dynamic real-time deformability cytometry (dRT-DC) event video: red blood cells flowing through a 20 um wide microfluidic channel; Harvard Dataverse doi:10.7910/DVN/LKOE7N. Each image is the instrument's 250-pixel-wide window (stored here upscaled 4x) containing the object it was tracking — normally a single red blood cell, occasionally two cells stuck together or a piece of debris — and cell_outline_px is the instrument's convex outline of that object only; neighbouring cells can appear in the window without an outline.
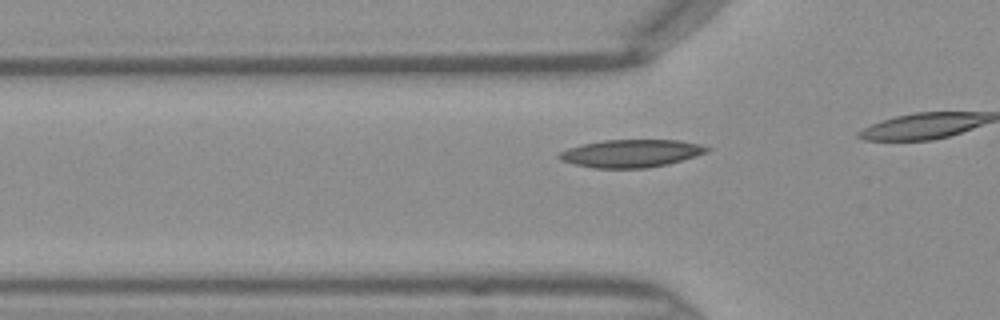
{"species": "Egyptian fruit bat (a non-hibernating species)", "species_latin": "Rousettus aegyptiacus", "temperature_condition": "warm", "stored_images_in_passage": 8, "camera_frame_rate_fps": 3000, "um_per_image_px": 0.085, "frame": {"image": 1, "passage_image": 4, "time_ms": 1.0, "image_size_px": [1000, 320], "cell_outline_px": [[712, 148], [708, 152], [668, 164], [648, 168], [596, 168], [576, 164], [560, 160], [556, 156], [560, 152], [568, 148], [580, 144], [604, 140], [680, 140], [700, 144]], "centroid_in_image_um": [53.65, 13.03], "position_along_channel_um": 72.2, "area_um2": 23.93}}
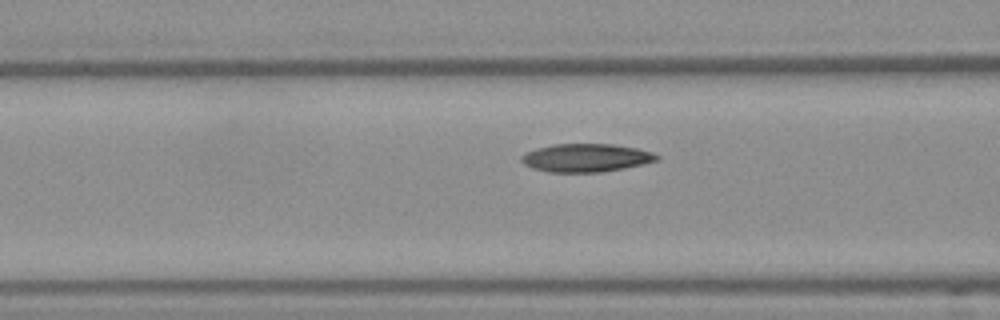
{"frame": {"image": 2, "passage_image": 7, "time_ms": 2.0, "image_size_px": [1000, 320], "cell_outline_px": [[660, 160], [644, 164], [624, 168], [600, 172], [548, 172], [532, 168], [524, 164], [520, 160], [520, 156], [524, 152], [536, 148], [552, 144], [612, 144], [636, 148], [652, 152], [660, 156]], "centroid_in_image_um": [49.79, 13.41], "position_along_channel_um": 116.8, "area_um2": 22.43}}